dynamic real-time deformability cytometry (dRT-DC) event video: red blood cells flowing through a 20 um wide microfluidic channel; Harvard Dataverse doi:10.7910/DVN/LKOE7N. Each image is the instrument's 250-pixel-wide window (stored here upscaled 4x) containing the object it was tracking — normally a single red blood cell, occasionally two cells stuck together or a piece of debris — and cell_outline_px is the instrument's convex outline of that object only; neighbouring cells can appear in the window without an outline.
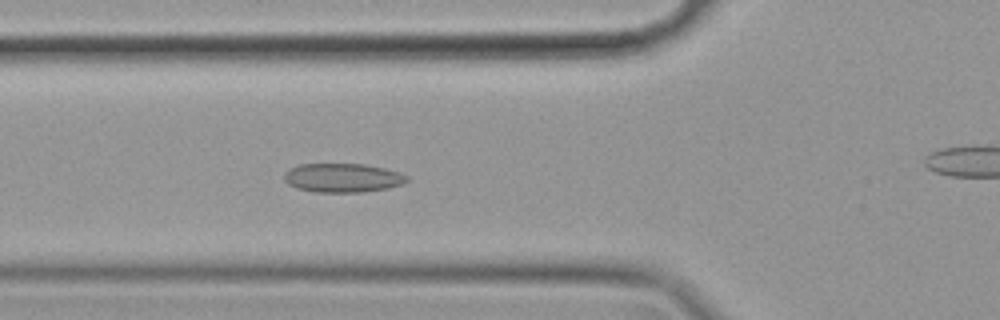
{"species": "common noctule bat (a hibernating species)", "species_latin": "Nyctalus noctula", "temperature_condition": "cold", "stored_images_in_passage": 58, "camera_frame_rate_fps": 3000, "um_per_image_px": 0.085, "animal": {"sex": "female", "body_mass_g": 19.9}, "frame": {"image": 1, "passage_image": 20, "time_ms": 6.333, "image_size_px": [1000, 320], "cell_outline_px": [[408, 180], [404, 184], [388, 188], [360, 192], [312, 192], [296, 188], [288, 184], [284, 180], [284, 172], [288, 168], [300, 164], [364, 164], [384, 168], [400, 172], [408, 176]], "centroid_in_image_um": [29.11, 15.11], "position_along_channel_um": 96.7, "area_um2": 20.92}}
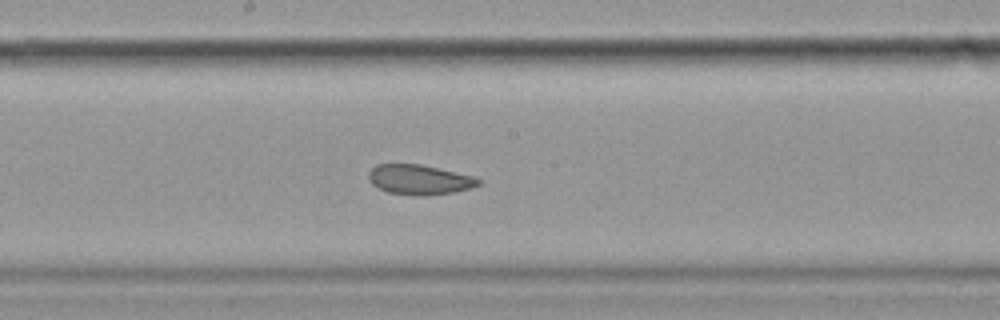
{"frame": {"image": 2, "passage_image": 30, "time_ms": 9.667, "image_size_px": [1000, 320], "cell_outline_px": [[484, 180], [480, 184], [472, 188], [456, 192], [428, 196], [420, 196], [388, 192], [372, 184], [368, 180], [368, 172], [376, 164], [420, 164], [472, 176]], "centroid_in_image_um": [35.67, 15.28], "position_along_channel_um": 212.5, "area_um2": 19.25}}
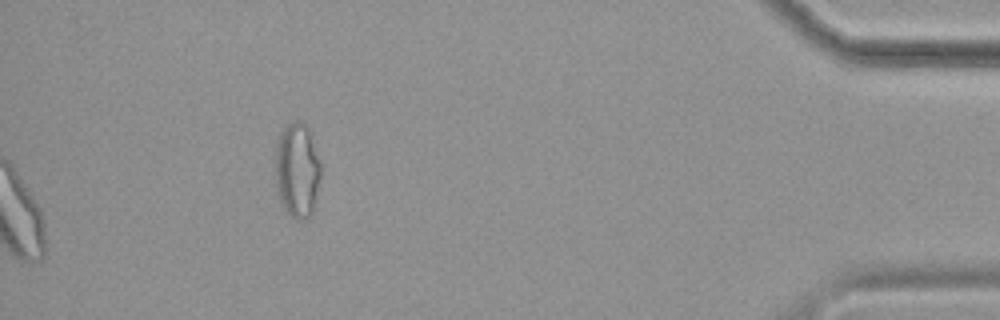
{"frame": {"image": 3, "passage_image": 58, "time_ms": 19.0, "image_size_px": [1000, 320], "cell_outline_px": [[320, 176], [312, 212], [304, 220], [296, 220], [284, 208], [280, 200], [276, 180], [276, 140], [280, 132], [288, 124], [296, 120], [300, 120], [308, 128], [320, 164]], "centroid_in_image_um": [25.24, 14.45], "position_along_channel_um": 410.0, "area_um2": 24.68}, "authors_computed_cell_mechanics": {"area_um2": 22.1374, "velocity_mm_per_s": 3.4744, "shape_relaxation_time_tau1_ms": null, "shape_relaxation_time_tau2_ms": 4.185, "deformation_change_tau1": null, "deformation_change_tau2": 0.1009}}